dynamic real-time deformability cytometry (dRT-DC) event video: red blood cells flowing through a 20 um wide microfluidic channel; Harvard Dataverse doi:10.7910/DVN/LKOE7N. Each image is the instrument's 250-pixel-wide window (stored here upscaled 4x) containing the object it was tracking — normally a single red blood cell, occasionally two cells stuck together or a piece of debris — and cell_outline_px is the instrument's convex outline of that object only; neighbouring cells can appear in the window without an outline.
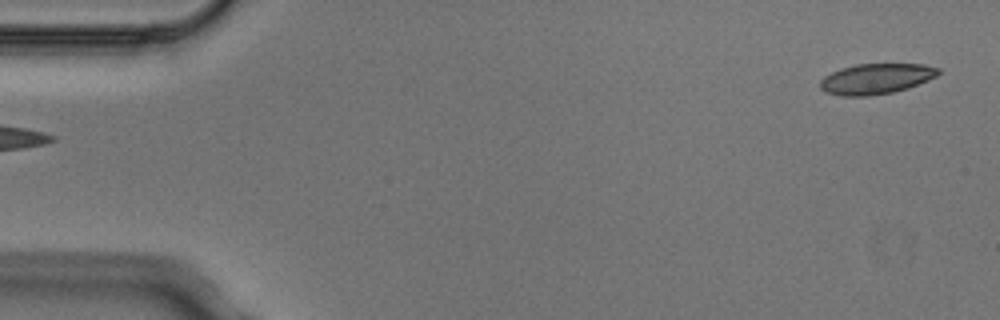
{"species": "Egyptian fruit bat (a non-hibernating species)", "species_latin": "Rousettus aegyptiacus", "temperature_condition": "cold", "stored_images_in_passage": 4, "segment_of_instrument_passage": [2, 2], "camera_frame_rate_fps": 3000, "um_per_image_px": 0.085, "animal": {"sex": "male"}, "frame": {"image": 1, "passage_image": 4, "time_ms": 1.0, "image_size_px": [1000, 320], "cell_outline_px": [[940, 72], [936, 76], [928, 80], [908, 88], [892, 92], [868, 96], [844, 96], [828, 92], [820, 88], [820, 80], [824, 76], [840, 68], [856, 64], [924, 64], [940, 68]], "centroid_in_image_um": [74.48, 6.69], "position_along_channel_um": 10.5, "area_um2": 20.92}}